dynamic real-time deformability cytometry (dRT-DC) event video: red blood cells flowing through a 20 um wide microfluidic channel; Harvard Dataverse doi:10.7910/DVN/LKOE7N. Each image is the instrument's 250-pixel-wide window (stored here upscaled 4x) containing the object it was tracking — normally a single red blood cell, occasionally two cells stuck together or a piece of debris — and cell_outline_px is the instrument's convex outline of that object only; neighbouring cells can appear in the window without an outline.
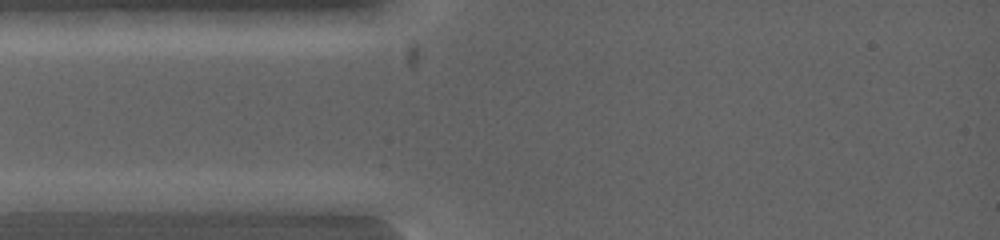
{"species": "common noctule bat (a hibernating species)", "species_latin": "Nyctalus noctula", "temperature_condition": "warm", "stored_images_in_passage": 4, "segment_of_instrument_passage": [1, 2], "camera_frame_rate_fps": 5000, "um_per_image_px": 0.085, "animal": {"sex": "female", "body_mass_g": 19.0, "forearm_length_mm": 53.3}, "frame": {"image": 1, "passage_image": 2, "time_ms": 0.4, "image_size_px": [1000, 240], "cell_outline_px": [[132, 200], [88, 212], [16, 212], [16, 200], [104, 192], [120, 192]], "centroid_in_image_um": [6.09, 17.24], "position_along_channel_um": 78.9, "area_um2": 11.96}}